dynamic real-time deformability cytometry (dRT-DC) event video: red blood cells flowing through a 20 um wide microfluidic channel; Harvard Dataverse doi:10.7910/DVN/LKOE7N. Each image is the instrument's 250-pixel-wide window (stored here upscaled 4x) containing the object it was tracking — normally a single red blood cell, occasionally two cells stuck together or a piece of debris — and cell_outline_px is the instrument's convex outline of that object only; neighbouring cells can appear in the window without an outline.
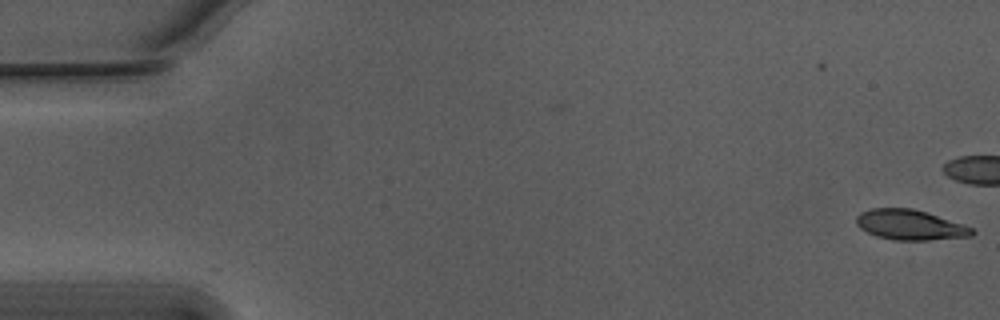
{"species": "Egyptian fruit bat (a non-hibernating species)", "species_latin": "Rousettus aegyptiacus", "temperature_condition": "warm", "stored_images_in_passage": 16, "camera_frame_rate_fps": 3000, "um_per_image_px": 0.085, "animal": {"sex": "male"}, "frame": {"image": 1, "passage_image": 1, "time_ms": 0.0, "image_size_px": [1000, 320], "cell_outline_px": [[976, 232], [972, 236], [928, 240], [892, 240], [876, 236], [860, 228], [856, 224], [856, 216], [860, 212], [872, 208], [912, 208], [928, 212], [964, 224], [972, 228]], "centroid_in_image_um": [77.36, 19.11], "position_along_channel_um": 7.6, "area_um2": 20.52}}